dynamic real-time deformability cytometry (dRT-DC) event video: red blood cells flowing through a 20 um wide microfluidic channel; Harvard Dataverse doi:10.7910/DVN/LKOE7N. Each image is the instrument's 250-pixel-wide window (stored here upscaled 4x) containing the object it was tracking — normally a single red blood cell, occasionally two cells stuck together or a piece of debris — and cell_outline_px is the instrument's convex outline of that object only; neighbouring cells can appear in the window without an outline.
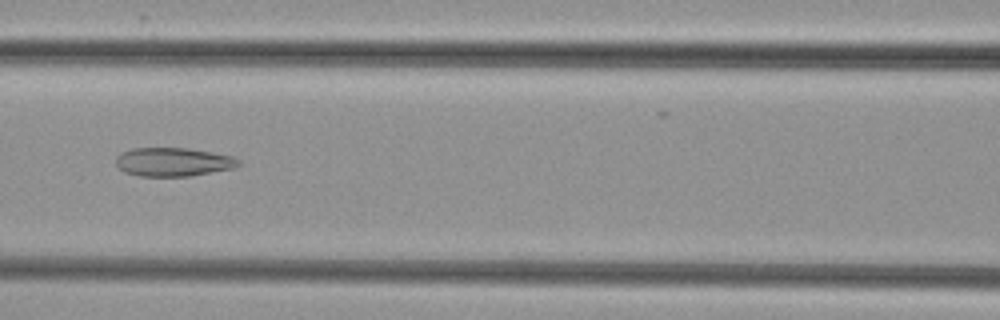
{"species": "common noctule bat (a hibernating species)", "species_latin": "Nyctalus noctula", "temperature_condition": "cold", "stored_images_in_passage": 7, "camera_frame_rate_fps": 3000, "um_per_image_px": 0.085, "animal": {"sex": "female", "body_mass_g": 29.2, "forearm_length_mm": 56.3}, "frame": {"image": 1, "passage_image": 7, "time_ms": 7.0, "image_size_px": [1000, 320], "cell_outline_px": [[240, 164], [236, 168], [192, 176], [140, 176], [124, 172], [116, 164], [116, 156], [120, 152], [132, 148], [188, 148], [212, 152], [232, 156], [240, 160]], "centroid_in_image_um": [14.74, 13.76], "position_along_channel_um": 151.9, "area_um2": 20.69}}